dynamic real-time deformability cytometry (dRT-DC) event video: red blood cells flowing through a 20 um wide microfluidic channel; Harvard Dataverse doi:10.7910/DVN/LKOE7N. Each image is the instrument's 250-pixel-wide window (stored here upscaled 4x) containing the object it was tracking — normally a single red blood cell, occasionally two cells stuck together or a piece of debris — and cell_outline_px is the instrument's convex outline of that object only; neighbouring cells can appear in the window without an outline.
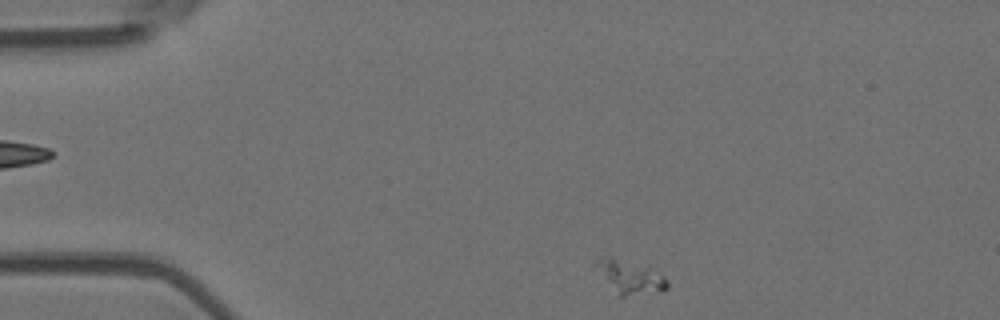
{"species": "Egyptian fruit bat (a non-hibernating species)", "species_latin": "Rousettus aegyptiacus", "temperature_condition": "room temperature", "stored_images_in_passage": 5, "segment_of_instrument_passage": [2, 2], "camera_frame_rate_fps": 3000, "um_per_image_px": 0.085, "animal": {"sex": "female"}, "frame": {"image": 1, "passage_image": 5, "time_ms": 1.333, "image_size_px": [1000, 320], "cell_outline_px": [[668, 288], [624, 296], [620, 296], [592, 268], [592, 264], [596, 260], [612, 256], [648, 268], [664, 276], [668, 280]], "centroid_in_image_um": [53.44, 23.51], "position_along_channel_um": 31.6, "area_um2": 13.41}}